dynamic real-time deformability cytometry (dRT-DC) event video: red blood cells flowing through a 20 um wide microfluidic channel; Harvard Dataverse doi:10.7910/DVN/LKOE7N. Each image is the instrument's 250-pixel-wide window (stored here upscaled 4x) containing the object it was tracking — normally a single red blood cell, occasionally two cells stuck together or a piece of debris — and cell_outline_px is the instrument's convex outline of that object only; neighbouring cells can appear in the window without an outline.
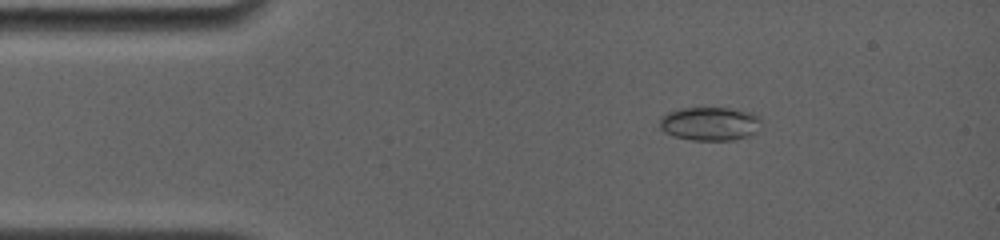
{"species": "common noctule bat (a hibernating species)", "species_latin": "Nyctalus noctula", "temperature_condition": "room temperature", "stored_images_in_passage": 40, "camera_frame_rate_fps": 4000, "um_per_image_px": 0.085, "animal": {"sex": "female", "body_mass_g": 19.0, "forearm_length_mm": 56.7}, "frame": {"image": 1, "passage_image": 7, "time_ms": 2.25, "image_size_px": [1000, 240], "cell_outline_px": [[760, 120], [756, 132], [748, 136], [736, 140], [692, 140], [672, 136], [664, 132], [660, 128], [660, 116], [668, 112], [680, 108], [728, 108], [752, 112], [760, 116]], "centroid_in_image_um": [60.32, 10.52], "position_along_channel_um": 24.7, "area_um2": 20.06}}
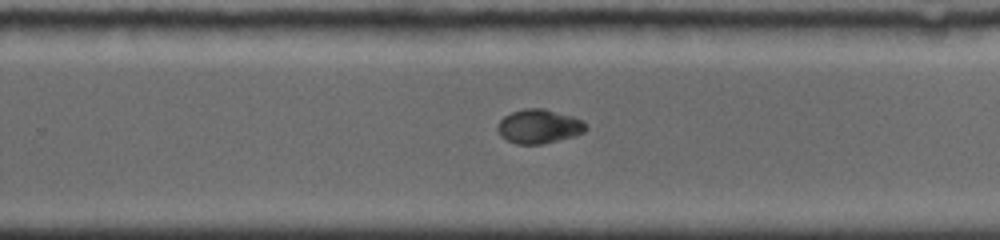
{"frame": {"image": 2, "passage_image": 23, "time_ms": 10.5, "image_size_px": [1000, 240], "cell_outline_px": [[588, 128], [584, 132], [576, 136], [540, 144], [516, 144], [500, 136], [496, 128], [496, 124], [504, 116], [512, 112], [524, 108], [544, 108], [572, 116], [584, 120]], "centroid_in_image_um": [45.81, 10.74], "position_along_channel_um": 284.0, "area_um2": 17.74}}
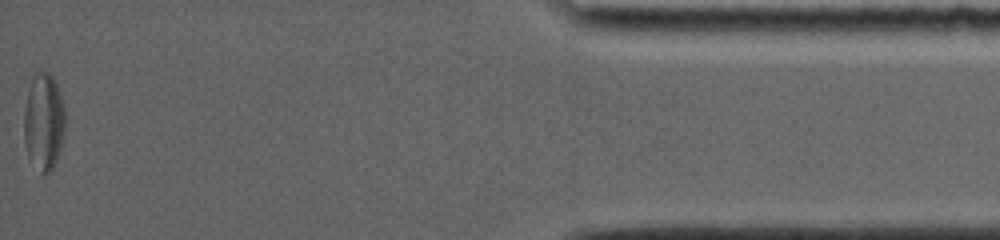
{"frame": {"image": 3, "passage_image": 40, "time_ms": 16.25, "image_size_px": [1000, 240], "cell_outline_px": [[64, 132], [60, 148], [56, 160], [52, 168], [44, 176], [40, 172], [28, 156], [24, 144], [24, 108], [28, 92], [32, 80], [36, 72], [40, 68], [44, 68], [52, 76], [60, 92], [64, 108]], "centroid_in_image_um": [3.7, 10.32], "position_along_channel_um": 431.5, "area_um2": 23.29}, "authors_computed_cell_mechanics": {"area_um2": 19.0451, "velocity_mm_per_s": 3.8143, "shape_relaxation_time_tau1_ms": 6.7905, "shape_relaxation_time_tau2_ms": 2.4683, "deformation_change_tau1": 0.2079, "deformation_change_tau2": 0.0268}}